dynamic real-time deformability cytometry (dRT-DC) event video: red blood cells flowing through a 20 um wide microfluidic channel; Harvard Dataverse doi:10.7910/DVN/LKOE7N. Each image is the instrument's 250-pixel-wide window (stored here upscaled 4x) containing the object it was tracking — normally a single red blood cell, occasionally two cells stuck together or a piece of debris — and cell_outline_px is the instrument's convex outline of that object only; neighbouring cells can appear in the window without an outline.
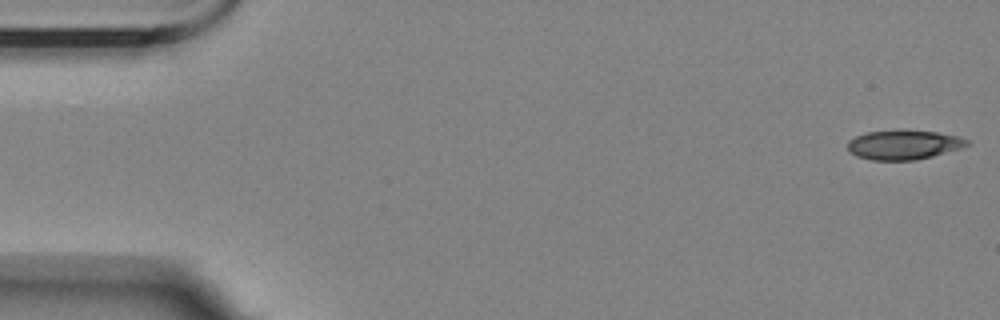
{"species": "Egyptian fruit bat (a non-hibernating species)", "species_latin": "Rousettus aegyptiacus", "temperature_condition": "room temperature", "stored_images_in_passage": 56, "camera_frame_rate_fps": 3000, "um_per_image_px": 0.085, "animal": {"sex": "female"}, "frame": {"image": 1, "passage_image": 1, "time_ms": 0.0, "image_size_px": [1000, 320], "cell_outline_px": [[972, 144], [960, 148], [932, 156], [916, 160], [872, 160], [856, 156], [848, 152], [848, 140], [856, 136], [868, 132], [900, 128], [936, 132], [956, 136], [968, 140]], "centroid_in_image_um": [76.78, 12.28], "position_along_channel_um": 8.2, "area_um2": 20.81}}
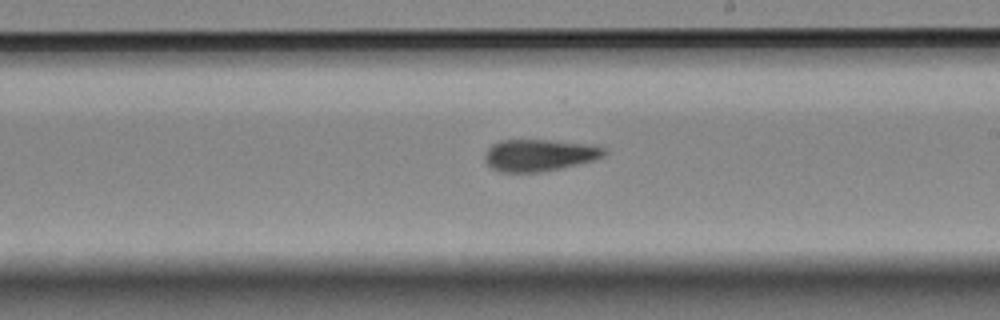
{"frame": {"image": 2, "passage_image": 32, "time_ms": 10.333, "image_size_px": [1000, 320], "cell_outline_px": [[608, 152], [604, 156], [580, 164], [544, 172], [500, 172], [492, 168], [484, 160], [484, 156], [488, 148], [492, 144], [500, 140], [548, 140], [584, 144], [608, 148]], "centroid_in_image_um": [45.84, 13.2], "position_along_channel_um": 243.2, "area_um2": 22.25}}
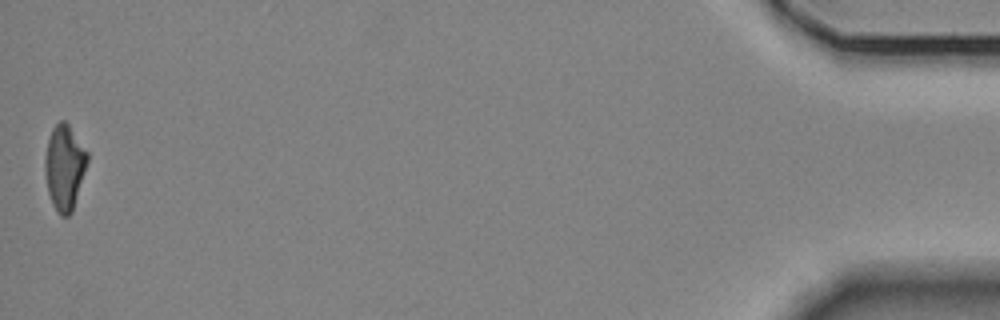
{"frame": {"image": 3, "passage_image": 56, "time_ms": 18.333, "image_size_px": [1000, 320], "cell_outline_px": [[88, 160], [72, 212], [68, 216], [60, 216], [56, 212], [52, 204], [48, 192], [44, 172], [44, 160], [48, 140], [52, 128], [60, 120], [64, 120], [68, 124], [88, 152]], "centroid_in_image_um": [5.46, 14.23], "position_along_channel_um": 429.7, "area_um2": 21.04}, "authors_computed_cell_mechanics": {"area_um2": 21.8484, "velocity_mm_per_s": 3.5075, "shape_relaxation_time_tau1_ms": 10.2196, "shape_relaxation_time_tau2_ms": 6.1482, "deformation_change_tau1": 0.2289, "deformation_change_tau2": 0.1448}}